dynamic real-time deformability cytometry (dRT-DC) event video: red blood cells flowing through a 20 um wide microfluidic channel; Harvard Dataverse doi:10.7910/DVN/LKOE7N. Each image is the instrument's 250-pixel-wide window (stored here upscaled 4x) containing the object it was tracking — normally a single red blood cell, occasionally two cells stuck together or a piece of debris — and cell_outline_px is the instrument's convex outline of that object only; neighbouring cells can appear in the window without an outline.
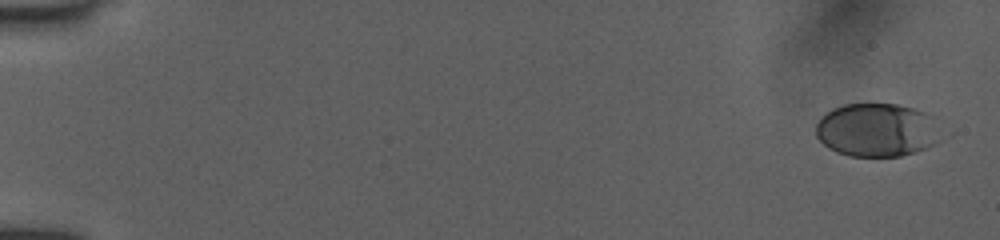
{"species": "human", "species_latin": "Homo sapiens", "temperature_condition": "room temperature", "stored_images_in_passage": 44, "camera_frame_rate_fps": 3000, "um_per_image_px": 0.085, "donor": {"sex": "female"}, "frame": {"image": 1, "passage_image": 2, "time_ms": 0.333, "image_size_px": [1000, 240], "cell_outline_px": [[952, 136], [936, 144], [916, 152], [900, 156], [848, 156], [836, 152], [828, 148], [816, 136], [816, 124], [832, 108], [844, 104], [896, 104], [928, 112], [936, 116], [952, 132]], "centroid_in_image_um": [74.78, 11.05], "position_along_channel_um": 10.2, "area_um2": 40.75}}
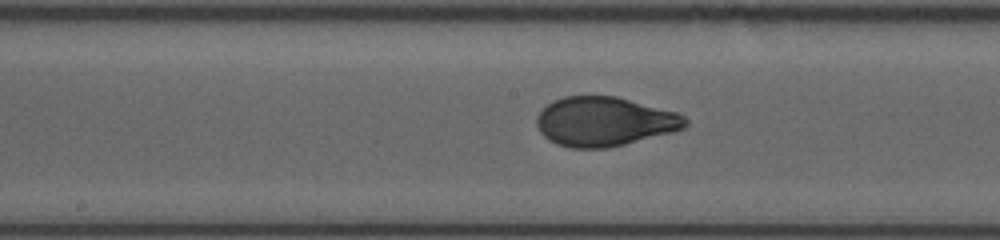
{"frame": {"image": 2, "passage_image": 24, "time_ms": 9.333, "image_size_px": [1000, 240], "cell_outline_px": [[688, 124], [684, 128], [672, 132], [608, 148], [572, 148], [556, 144], [548, 140], [540, 132], [536, 124], [536, 116], [552, 100], [564, 96], [616, 96], [676, 112], [684, 116], [688, 120]], "centroid_in_image_um": [51.35, 10.33], "position_along_channel_um": 196.8, "area_um2": 42.66}}
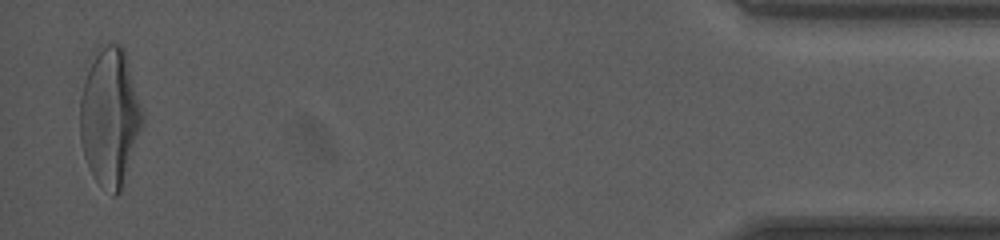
{"frame": {"image": 3, "passage_image": 44, "time_ms": 17.0, "image_size_px": [1000, 240], "cell_outline_px": [[144, 124], [124, 184], [120, 192], [116, 196], [112, 196], [96, 180], [84, 156], [80, 140], [80, 96], [92, 52], [100, 44], [120, 44], [124, 48], [128, 60], [144, 116]], "centroid_in_image_um": [9.35, 9.92], "position_along_channel_um": 425.9, "area_um2": 50.92}, "authors_computed_cell_mechanics": {"area_um2": 42.4252, "velocity_mm_per_s": 3.977, "shape_relaxation_time_tau1_ms": 3.9224, "shape_relaxation_time_tau2_ms": null, "deformation_change_tau1": 0.193, "deformation_change_tau2": null}}